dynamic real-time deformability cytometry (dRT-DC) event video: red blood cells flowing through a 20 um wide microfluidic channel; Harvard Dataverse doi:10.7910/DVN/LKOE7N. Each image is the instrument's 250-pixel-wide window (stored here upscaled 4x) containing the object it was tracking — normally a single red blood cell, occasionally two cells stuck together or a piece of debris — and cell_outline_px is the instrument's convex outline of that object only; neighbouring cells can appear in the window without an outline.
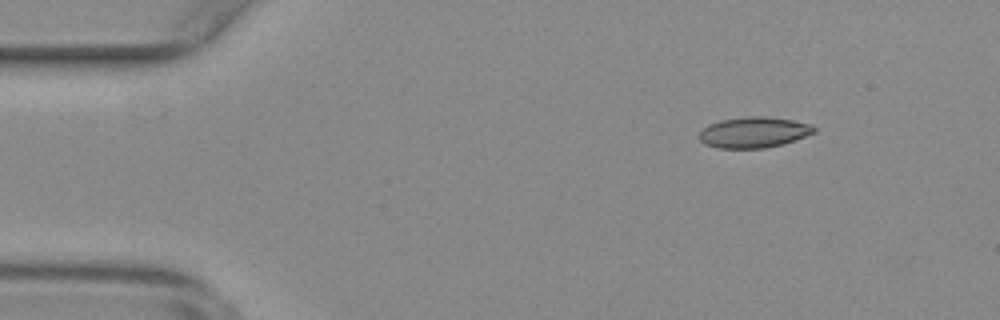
{"species": "common noctule bat (a hibernating species)", "species_latin": "Nyctalus noctula", "temperature_condition": "warm", "stored_images_in_passage": 54, "camera_frame_rate_fps": 3000, "um_per_image_px": 0.085, "animal": {"sex": "female", "body_mass_g": 29.2, "forearm_length_mm": 56.3}, "frame": {"image": 1, "passage_image": 7, "time_ms": 2.0, "image_size_px": [1000, 320], "cell_outline_px": [[816, 132], [784, 144], [764, 148], [720, 148], [704, 144], [700, 140], [700, 132], [708, 124], [720, 120], [744, 116], [768, 116], [792, 120], [812, 124], [816, 128]], "centroid_in_image_um": [64.09, 11.24], "position_along_channel_um": 20.9, "area_um2": 20.75}}
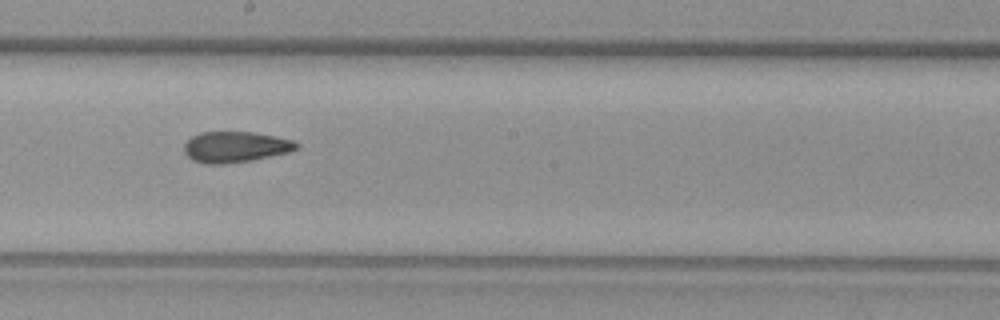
{"frame": {"image": 2, "passage_image": 30, "time_ms": 9.667, "image_size_px": [1000, 320], "cell_outline_px": [[300, 148], [288, 152], [252, 160], [224, 164], [204, 164], [192, 160], [184, 152], [184, 144], [192, 136], [200, 132], [252, 132], [276, 136], [292, 140], [300, 144]], "centroid_in_image_um": [20.01, 12.49], "position_along_channel_um": 228.2, "area_um2": 20.29}}
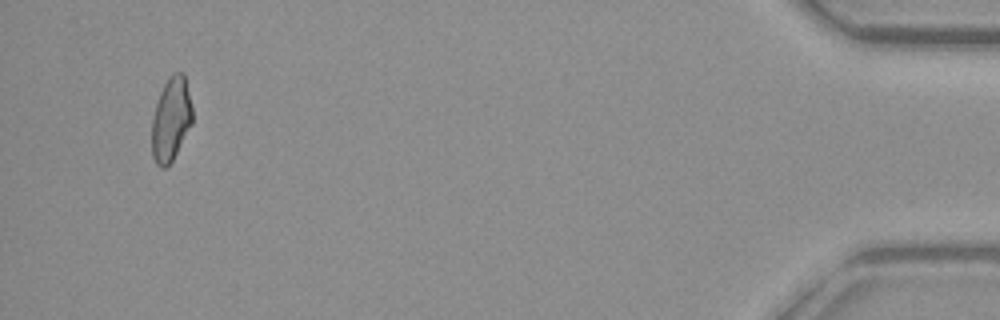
{"frame": {"image": 3, "passage_image": 52, "time_ms": 17.0, "image_size_px": [1000, 320], "cell_outline_px": [[192, 124], [172, 160], [164, 168], [160, 168], [156, 164], [152, 156], [152, 116], [160, 92], [168, 76], [172, 72], [184, 72], [192, 108]], "centroid_in_image_um": [14.53, 10.11], "position_along_channel_um": 420.7, "area_um2": 19.83}, "authors_computed_cell_mechanics": {"area_um2": 20.3745, "velocity_mm_per_s": 3.7866, "shape_relaxation_time_tau1_ms": null, "shape_relaxation_time_tau2_ms": 3.2019, "deformation_change_tau1": null, "deformation_change_tau2": 0.1061}}